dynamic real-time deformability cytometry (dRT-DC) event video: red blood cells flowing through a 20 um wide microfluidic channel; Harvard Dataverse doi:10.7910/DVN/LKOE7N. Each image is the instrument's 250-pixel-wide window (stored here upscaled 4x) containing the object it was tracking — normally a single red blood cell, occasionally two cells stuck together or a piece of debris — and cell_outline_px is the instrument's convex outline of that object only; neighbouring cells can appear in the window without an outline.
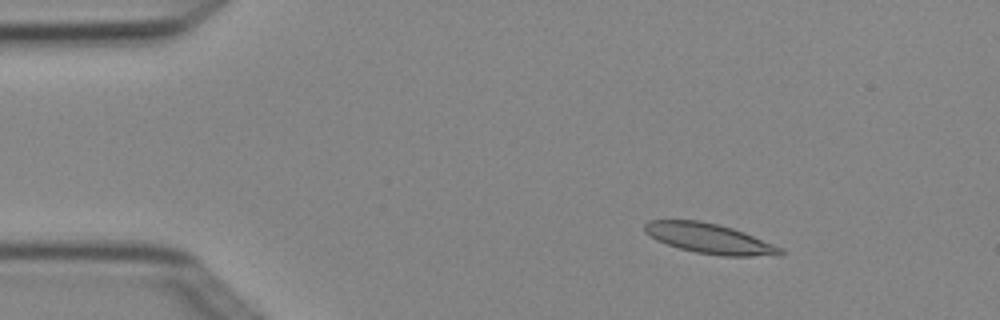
{"species": "Egyptian fruit bat (a non-hibernating species)", "species_latin": "Rousettus aegyptiacus", "temperature_condition": "cold", "stored_images_in_passage": 4, "camera_frame_rate_fps": 3000, "um_per_image_px": 0.085, "animal": {"sex": "female"}, "frame": {"image": 1, "passage_image": 2, "time_ms": 0.333, "image_size_px": [1000, 320], "cell_outline_px": [[784, 252], [780, 256], [724, 256], [696, 252], [680, 248], [656, 240], [644, 232], [644, 224], [648, 220], [700, 220], [732, 228], [744, 232], [784, 248]], "centroid_in_image_um": [60.33, 20.28], "position_along_channel_um": 24.7, "area_um2": 23.81}}
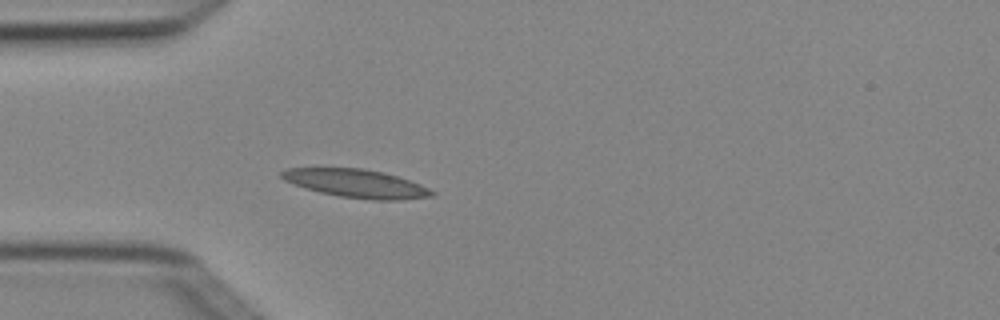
{"frame": {"image": 2, "passage_image": 4, "time_ms": 1.0, "image_size_px": [1000, 320], "cell_outline_px": [[436, 196], [400, 200], [372, 200], [340, 196], [320, 192], [304, 188], [292, 184], [284, 180], [280, 176], [280, 172], [288, 168], [364, 168], [384, 172], [420, 184], [436, 192]], "centroid_in_image_um": [30.29, 15.6], "position_along_channel_um": 54.7, "area_um2": 24.85}}